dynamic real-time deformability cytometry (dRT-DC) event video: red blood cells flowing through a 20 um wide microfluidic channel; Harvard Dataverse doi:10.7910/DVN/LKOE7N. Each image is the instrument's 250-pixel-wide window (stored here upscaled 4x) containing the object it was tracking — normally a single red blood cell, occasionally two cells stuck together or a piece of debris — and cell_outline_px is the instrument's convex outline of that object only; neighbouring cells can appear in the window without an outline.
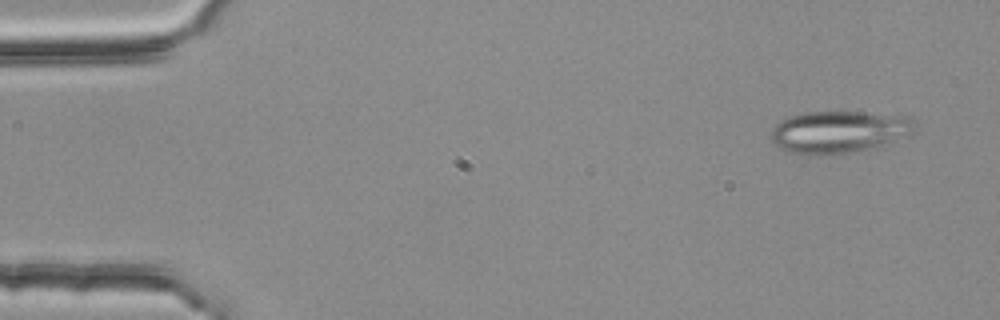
{"species": "common noctule bat (a hibernating species)", "species_latin": "Nyctalus noctula", "temperature_condition": "room temperature", "stored_images_in_passage": 4, "camera_frame_rate_fps": 3000, "um_per_image_px": 0.085, "animal": {"sex": "female", "body_mass_g": 25.1}, "frame": {"image": 1, "passage_image": 1, "time_ms": 0.0, "image_size_px": [1000, 320], "cell_outline_px": [[912, 132], [884, 148], [816, 156], [788, 152], [776, 148], [772, 140], [772, 128], [780, 120], [788, 116], [804, 112], [860, 112], [912, 116]], "centroid_in_image_um": [71.3, 11.23], "position_along_channel_um": 13.7, "area_um2": 36.01}}